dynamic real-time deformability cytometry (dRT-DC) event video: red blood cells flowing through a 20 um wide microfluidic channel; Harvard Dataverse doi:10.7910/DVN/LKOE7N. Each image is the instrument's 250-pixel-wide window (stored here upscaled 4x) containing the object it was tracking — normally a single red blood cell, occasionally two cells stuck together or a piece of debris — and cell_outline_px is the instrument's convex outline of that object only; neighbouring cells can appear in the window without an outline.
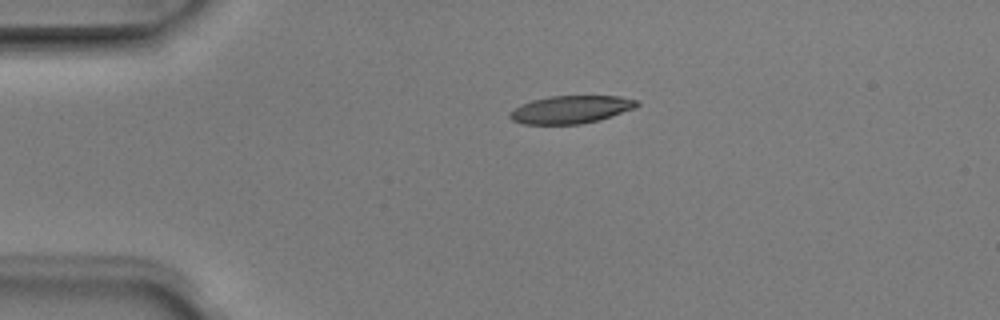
{"species": "Egyptian fruit bat (a non-hibernating species)", "species_latin": "Rousettus aegyptiacus", "temperature_condition": "room temperature", "stored_images_in_passage": 2, "camera_frame_rate_fps": 3000, "um_per_image_px": 0.085, "animal": {"sex": "male"}, "frame": {"image": 1, "passage_image": 1, "time_ms": 0.0, "image_size_px": [1000, 320], "cell_outline_px": [[640, 104], [636, 108], [600, 120], [580, 124], [524, 124], [512, 120], [508, 116], [508, 112], [532, 100], [552, 96], [620, 96], [636, 100]], "centroid_in_image_um": [48.55, 9.31], "position_along_channel_um": 36.4, "area_um2": 20.52}}